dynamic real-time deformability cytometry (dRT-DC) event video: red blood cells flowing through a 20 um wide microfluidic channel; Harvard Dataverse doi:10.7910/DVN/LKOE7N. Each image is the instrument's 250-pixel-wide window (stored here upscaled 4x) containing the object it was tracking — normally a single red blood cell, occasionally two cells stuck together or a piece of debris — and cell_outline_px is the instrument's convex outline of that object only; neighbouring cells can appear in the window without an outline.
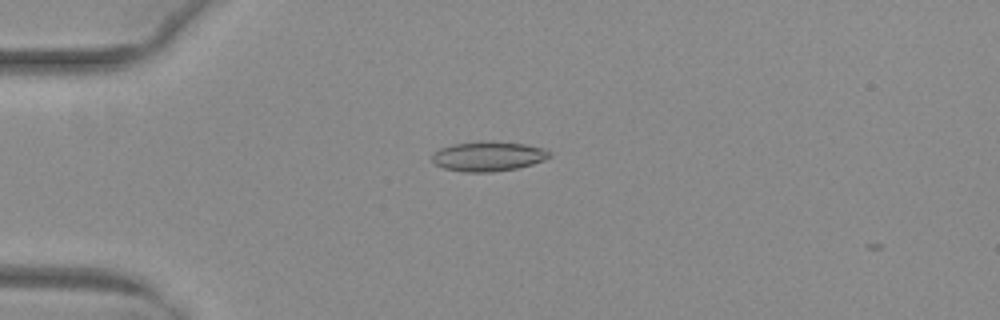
{"species": "common noctule bat (a hibernating species)", "species_latin": "Nyctalus noctula", "temperature_condition": "warm", "stored_images_in_passage": 39, "camera_frame_rate_fps": 3000, "um_per_image_px": 0.085, "animal": {"sex": "female", "body_mass_g": 29.2, "forearm_length_mm": 56.3}, "frame": {"image": 1, "passage_image": 1, "time_ms": 0.0, "image_size_px": [1000, 320], "cell_outline_px": [[552, 156], [544, 160], [532, 164], [516, 168], [492, 172], [464, 172], [444, 168], [436, 164], [432, 160], [432, 156], [440, 148], [456, 144], [480, 140], [524, 144], [544, 148], [552, 152]], "centroid_in_image_um": [41.53, 13.28], "position_along_channel_um": 43.5, "area_um2": 20.29}}
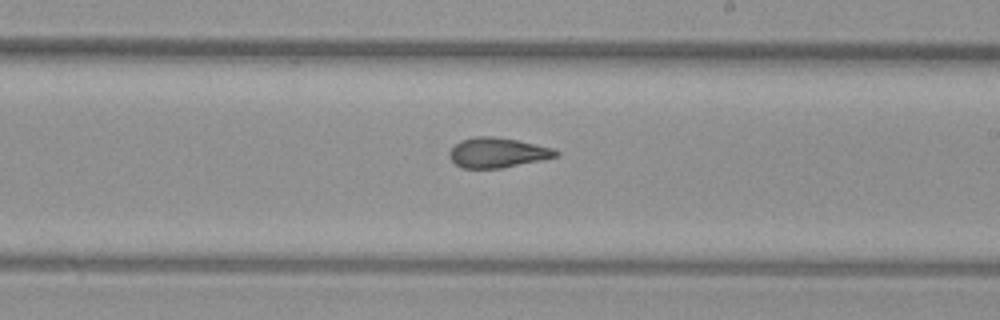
{"frame": {"image": 2, "passage_image": 18, "time_ms": 5.667, "image_size_px": [1000, 320], "cell_outline_px": [[560, 152], [556, 156], [540, 160], [500, 168], [460, 168], [448, 156], [448, 152], [460, 140], [476, 136], [492, 136], [516, 140], [536, 144], [552, 148]], "centroid_in_image_um": [42.24, 12.97], "position_along_channel_um": 246.8, "area_um2": 18.38}}
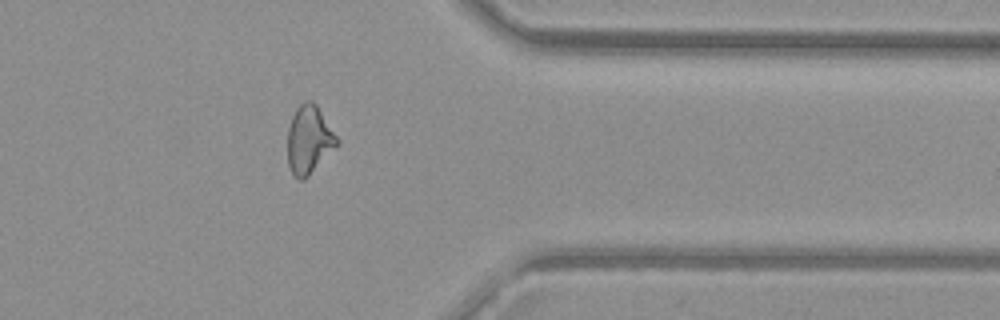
{"frame": {"image": 3, "passage_image": 29, "time_ms": 9.333, "image_size_px": [1000, 320], "cell_outline_px": [[336, 144], [308, 176], [304, 180], [296, 180], [292, 176], [288, 164], [288, 128], [292, 116], [296, 108], [304, 100], [312, 100], [316, 104], [336, 136]], "centroid_in_image_um": [26.2, 11.87], "position_along_channel_um": 385.2, "area_um2": 19.13}, "authors_computed_cell_mechanics": {"area_um2": 19.1318, "velocity_mm_per_s": 4.0782, "shape_relaxation_time_tau1_ms": null, "shape_relaxation_time_tau2_ms": 2.4064, "deformation_change_tau1": null, "deformation_change_tau2": 0.0875}}